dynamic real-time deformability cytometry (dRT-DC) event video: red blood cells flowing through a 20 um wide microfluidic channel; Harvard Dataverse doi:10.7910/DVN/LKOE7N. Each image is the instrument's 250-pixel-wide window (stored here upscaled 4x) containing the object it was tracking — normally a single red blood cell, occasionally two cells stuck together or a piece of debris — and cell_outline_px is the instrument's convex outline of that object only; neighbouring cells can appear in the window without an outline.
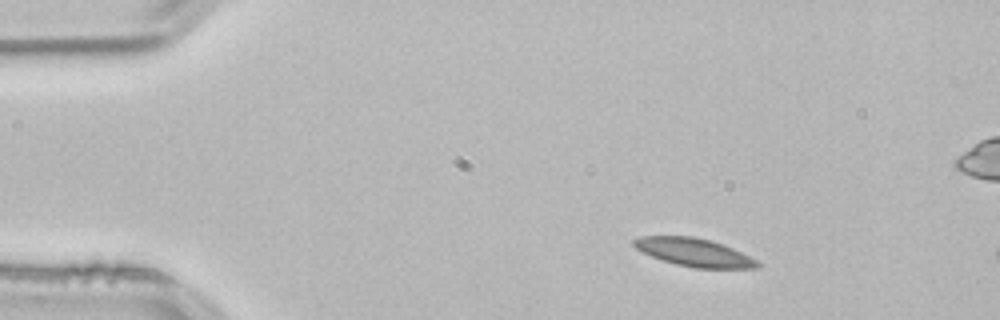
{"species": "common noctule bat (a hibernating species)", "species_latin": "Nyctalus noctula", "temperature_condition": "room temperature", "stored_images_in_passage": 7, "camera_frame_rate_fps": 3000, "um_per_image_px": 0.085, "animal": {"sex": "male", "body_mass_g": 21.5, "forearm_length_mm": 52.0}, "frame": {"image": 1, "passage_image": 1, "time_ms": 0.0, "image_size_px": [1000, 320], "cell_outline_px": [[760, 268], [692, 268], [676, 264], [652, 256], [636, 248], [632, 244], [632, 240], [640, 236], [692, 236], [724, 244], [756, 260], [760, 264]], "centroid_in_image_um": [58.99, 21.45], "position_along_channel_um": 26.0, "area_um2": 20.0}}